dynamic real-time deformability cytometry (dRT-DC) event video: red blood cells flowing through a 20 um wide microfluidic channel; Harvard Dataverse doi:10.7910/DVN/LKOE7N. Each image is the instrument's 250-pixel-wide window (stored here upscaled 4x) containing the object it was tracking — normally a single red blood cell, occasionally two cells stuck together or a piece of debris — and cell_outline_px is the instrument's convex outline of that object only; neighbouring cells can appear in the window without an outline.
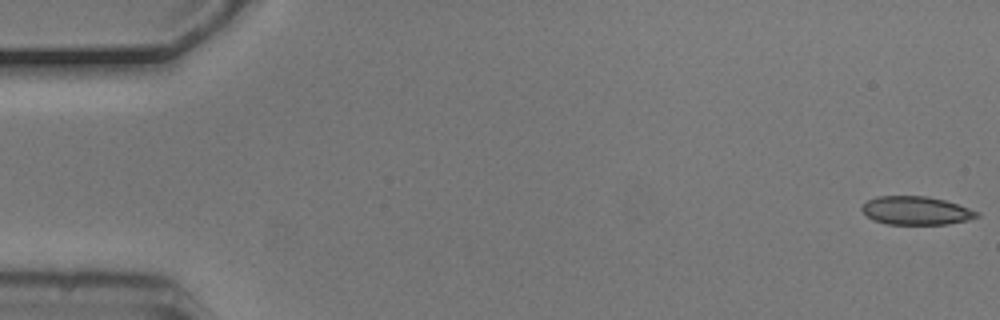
{"species": "common noctule bat (a hibernating species)", "species_latin": "Nyctalus noctula", "temperature_condition": "cold", "stored_images_in_passage": 6, "camera_frame_rate_fps": 3000, "um_per_image_px": 0.085, "animal": {"sex": "male", "body_mass_g": 20.5, "forearm_length_mm": 52.5}, "frame": {"image": 1, "passage_image": 1, "time_ms": 0.0, "image_size_px": [1000, 320], "cell_outline_px": [[980, 216], [968, 220], [948, 224], [888, 224], [872, 220], [860, 208], [868, 200], [876, 196], [928, 196], [944, 200], [980, 212]], "centroid_in_image_um": [77.87, 17.9], "position_along_channel_um": 7.1, "area_um2": 18.96}}
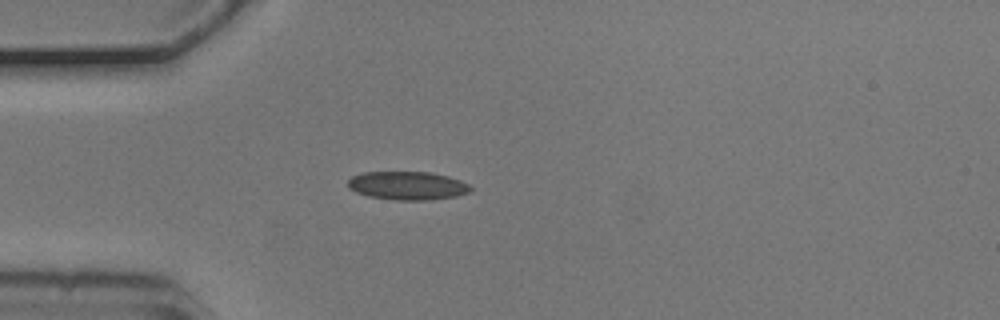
{"frame": {"image": 2, "passage_image": 5, "time_ms": 1.333, "image_size_px": [1000, 320], "cell_outline_px": [[472, 188], [468, 192], [456, 196], [428, 200], [396, 200], [368, 196], [356, 192], [348, 188], [348, 180], [352, 176], [364, 172], [432, 172], [448, 176], [460, 180], [468, 184]], "centroid_in_image_um": [34.62, 15.77], "position_along_channel_um": 50.4, "area_um2": 20.29}}